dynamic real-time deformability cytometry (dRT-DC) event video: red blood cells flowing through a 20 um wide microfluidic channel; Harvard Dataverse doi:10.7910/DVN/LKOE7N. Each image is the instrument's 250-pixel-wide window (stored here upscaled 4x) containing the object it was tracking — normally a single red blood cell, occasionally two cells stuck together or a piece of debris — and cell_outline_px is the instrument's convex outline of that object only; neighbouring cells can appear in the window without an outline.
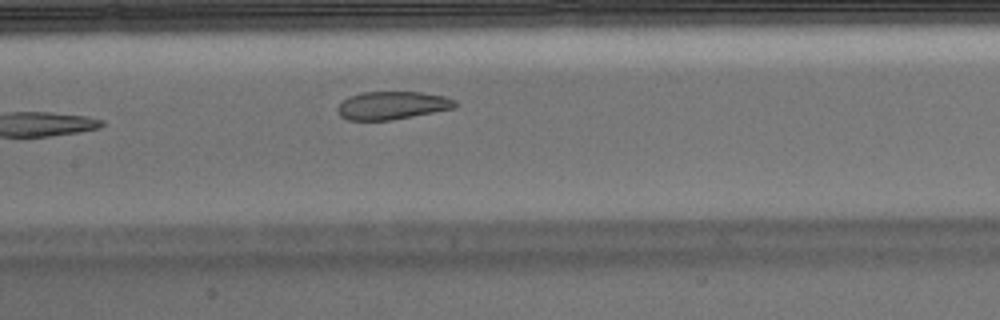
{"species": "Egyptian fruit bat (a non-hibernating species)", "species_latin": "Rousettus aegyptiacus", "temperature_condition": "warm", "stored_images_in_passage": 7, "camera_frame_rate_fps": 3000, "um_per_image_px": 0.085, "animal": {"sex": "male"}, "frame": {"image": 1, "passage_image": 7, "time_ms": 2.0, "image_size_px": [1000, 320], "cell_outline_px": [[460, 104], [456, 108], [392, 120], [348, 120], [340, 116], [336, 108], [348, 96], [360, 92], [420, 92], [444, 96], [456, 100]], "centroid_in_image_um": [33.36, 8.96], "position_along_channel_um": 174.0, "area_um2": 19.36}}